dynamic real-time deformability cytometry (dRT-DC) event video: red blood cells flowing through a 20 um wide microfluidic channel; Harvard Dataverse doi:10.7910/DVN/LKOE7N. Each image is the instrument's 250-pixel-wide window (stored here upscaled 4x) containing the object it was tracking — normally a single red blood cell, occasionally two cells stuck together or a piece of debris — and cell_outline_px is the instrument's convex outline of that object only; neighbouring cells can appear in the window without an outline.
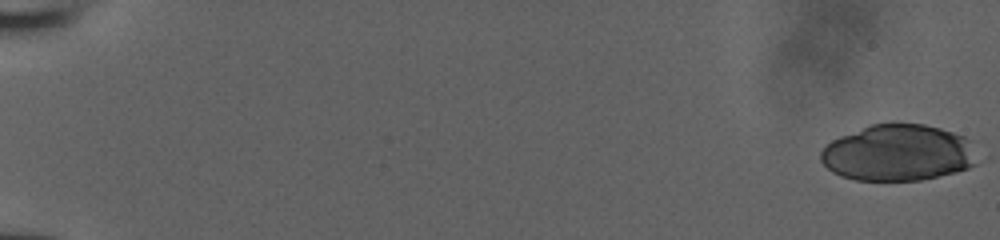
{"species": "human", "species_latin": "Homo sapiens", "temperature_condition": "room temperature", "stored_images_in_passage": 14, "camera_frame_rate_fps": 3000, "um_per_image_px": 0.085, "donor": {"sex": "male"}, "frame": {"image": 1, "passage_image": 1, "time_ms": 0.0, "image_size_px": [1000, 240], "cell_outline_px": [[980, 160], [976, 164], [968, 168], [956, 172], [920, 180], [856, 180], [840, 176], [832, 172], [820, 160], [820, 152], [832, 140], [840, 136], [872, 124], [892, 120], [924, 124], [940, 128], [964, 136], [972, 140]], "centroid_in_image_um": [76.39, 12.96], "position_along_channel_um": 8.6, "area_um2": 52.42}}
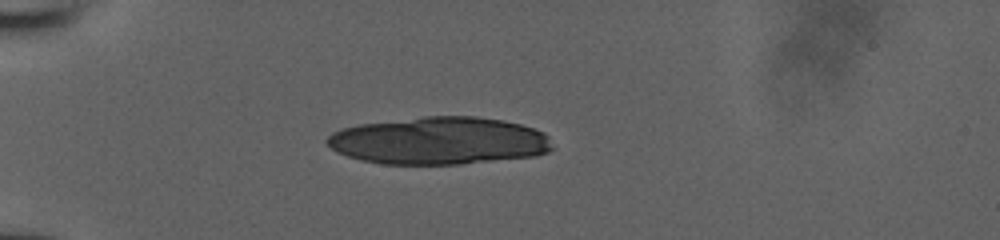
{"frame": {"image": 2, "passage_image": 12, "time_ms": 3.667, "image_size_px": [1000, 240], "cell_outline_px": [[552, 148], [548, 152], [536, 156], [460, 164], [384, 164], [364, 160], [348, 156], [336, 152], [324, 140], [332, 132], [340, 128], [360, 124], [424, 116], [476, 116], [504, 120], [520, 124], [544, 132], [548, 136]], "centroid_in_image_um": [37.32, 11.96], "position_along_channel_um": 47.7, "area_um2": 62.48}}